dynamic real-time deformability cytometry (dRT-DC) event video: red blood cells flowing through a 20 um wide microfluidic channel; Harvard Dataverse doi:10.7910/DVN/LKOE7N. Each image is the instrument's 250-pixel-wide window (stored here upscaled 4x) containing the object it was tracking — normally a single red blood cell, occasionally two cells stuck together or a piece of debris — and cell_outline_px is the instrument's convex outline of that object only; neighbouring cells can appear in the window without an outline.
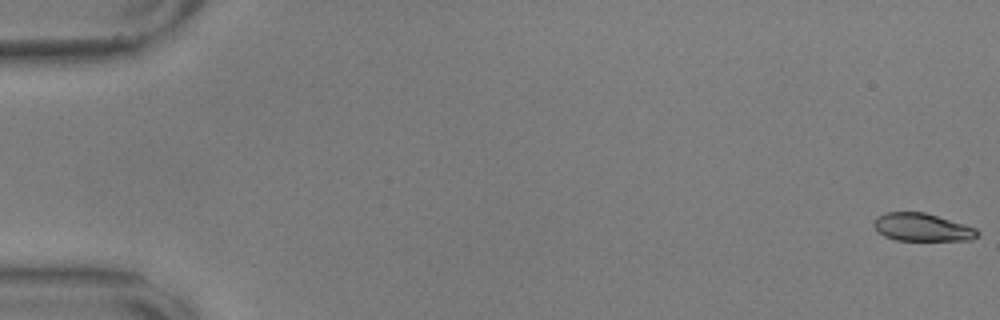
{"species": "common noctule bat (a hibernating species)", "species_latin": "Nyctalus noctula", "temperature_condition": "warm", "stored_images_in_passage": 57, "camera_frame_rate_fps": 3000, "um_per_image_px": 0.085, "animal": {"sex": "male", "body_mass_g": 17.9, "forearm_length_mm": 54.2}, "frame": {"image": 1, "passage_image": 1, "time_ms": 0.0, "image_size_px": [1000, 320], "cell_outline_px": [[980, 232], [972, 240], [896, 240], [884, 236], [872, 224], [876, 216], [888, 212], [924, 212], [964, 224], [976, 228]], "centroid_in_image_um": [78.37, 19.32], "position_along_channel_um": 6.6, "area_um2": 16.7}}
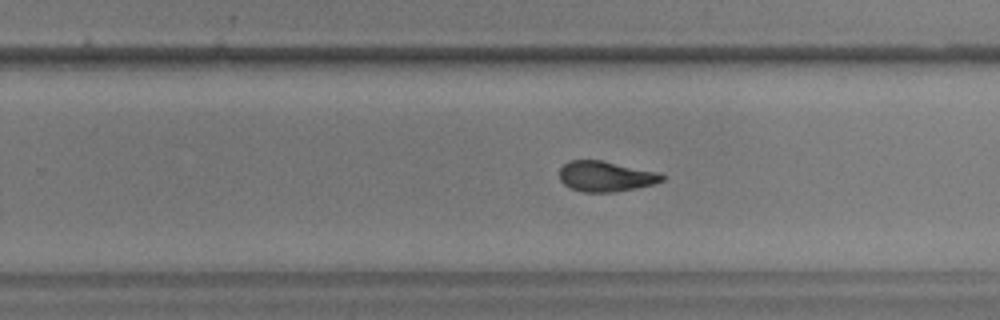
{"frame": {"image": 2, "passage_image": 37, "time_ms": 12.0, "image_size_px": [1000, 320], "cell_outline_px": [[664, 180], [652, 184], [636, 188], [612, 192], [584, 192], [572, 188], [564, 184], [560, 180], [560, 168], [568, 160], [600, 160], [656, 172], [664, 176]], "centroid_in_image_um": [51.44, 14.99], "position_along_channel_um": 278.4, "area_um2": 17.86}}
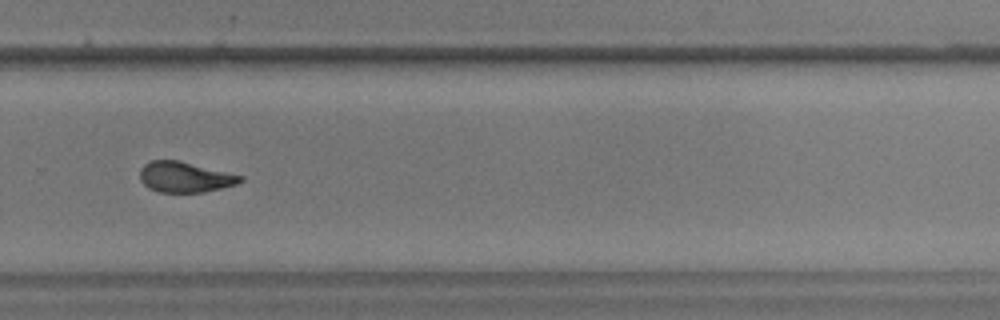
{"frame": {"image": 3, "passage_image": 40, "time_ms": 13.0, "image_size_px": [1000, 320], "cell_outline_px": [[244, 180], [236, 184], [204, 192], [160, 192], [148, 188], [140, 180], [140, 168], [144, 164], [152, 160], [180, 160], [244, 176]], "centroid_in_image_um": [15.71, 15.04], "position_along_channel_um": 314.1, "area_um2": 17.92}, "authors_computed_cell_mechanics": {"area_um2": 18.496, "velocity_mm_per_s": 3.5776, "shape_relaxation_time_tau1_ms": 9.6637, "shape_relaxation_time_tau2_ms": 2.3385, "deformation_change_tau1": 0.2638, "deformation_change_tau2": 0.0847}}